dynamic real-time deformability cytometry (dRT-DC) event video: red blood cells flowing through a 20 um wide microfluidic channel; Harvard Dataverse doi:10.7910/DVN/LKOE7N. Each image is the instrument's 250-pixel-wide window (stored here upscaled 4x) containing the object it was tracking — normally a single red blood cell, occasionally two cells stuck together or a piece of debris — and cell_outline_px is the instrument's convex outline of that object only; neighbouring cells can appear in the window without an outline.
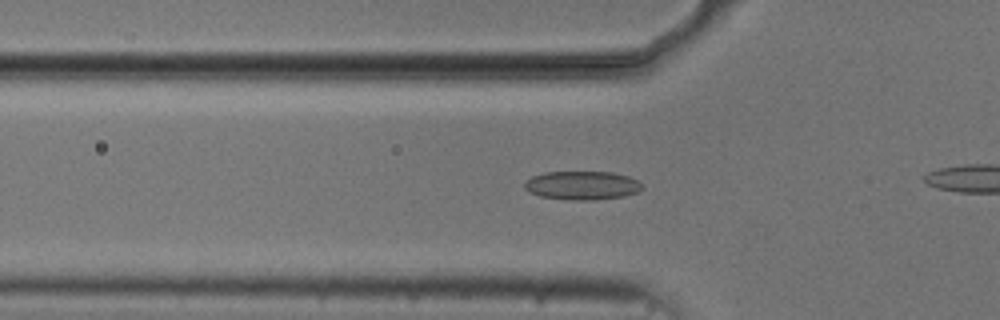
{"species": "common noctule bat (a hibernating species)", "species_latin": "Nyctalus noctula", "temperature_condition": "cold", "stored_images_in_passage": 44, "camera_frame_rate_fps": 3000, "um_per_image_px": 0.085, "animal": {"sex": "male", "body_mass_g": 20.5, "forearm_length_mm": 52.5}, "frame": {"image": 1, "passage_image": 18, "time_ms": 5.667, "image_size_px": [1000, 320], "cell_outline_px": [[644, 188], [636, 192], [624, 196], [592, 200], [572, 200], [540, 196], [528, 192], [524, 188], [524, 184], [532, 176], [544, 172], [612, 172], [628, 176], [636, 180]], "centroid_in_image_um": [49.46, 15.76], "position_along_channel_um": 76.3, "area_um2": 19.54}}
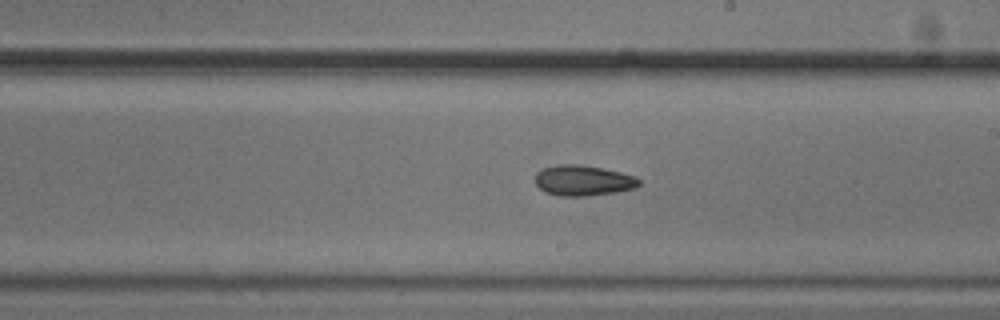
{"frame": {"image": 2, "passage_image": 31, "time_ms": 10.0, "image_size_px": [1000, 320], "cell_outline_px": [[640, 184], [632, 188], [616, 192], [588, 196], [560, 196], [544, 192], [536, 184], [536, 172], [544, 168], [560, 164], [576, 164], [604, 168], [636, 176], [640, 180]], "centroid_in_image_um": [49.56, 15.34], "position_along_channel_um": 239.4, "area_um2": 18.44}}
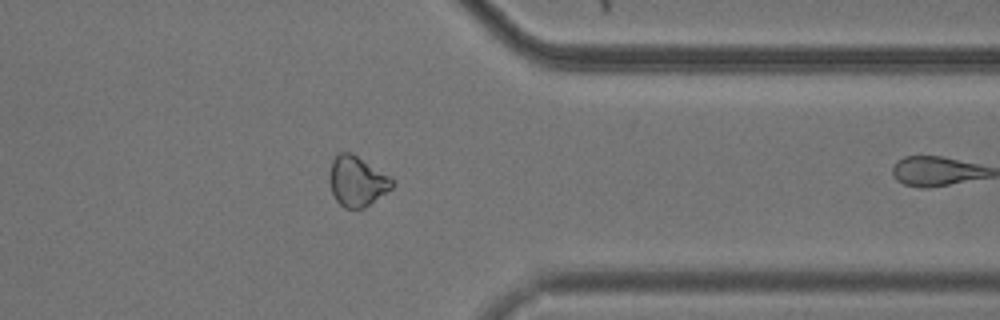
{"frame": {"image": 3, "passage_image": 43, "time_ms": 14.0, "image_size_px": [1000, 320], "cell_outline_px": [[392, 188], [364, 208], [344, 208], [336, 200], [332, 192], [328, 180], [332, 160], [336, 152], [352, 152], [392, 176]], "centroid_in_image_um": [30.33, 15.37], "position_along_channel_um": 381.1, "area_um2": 18.55}}